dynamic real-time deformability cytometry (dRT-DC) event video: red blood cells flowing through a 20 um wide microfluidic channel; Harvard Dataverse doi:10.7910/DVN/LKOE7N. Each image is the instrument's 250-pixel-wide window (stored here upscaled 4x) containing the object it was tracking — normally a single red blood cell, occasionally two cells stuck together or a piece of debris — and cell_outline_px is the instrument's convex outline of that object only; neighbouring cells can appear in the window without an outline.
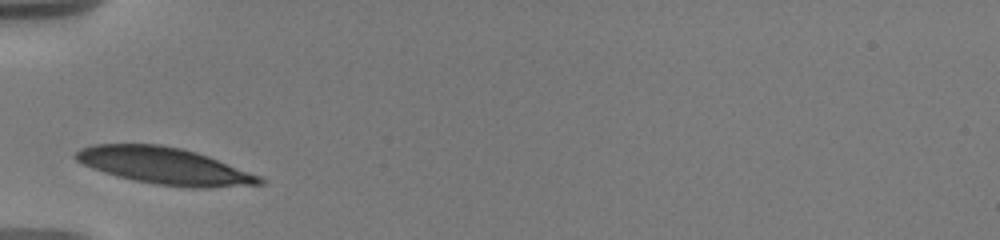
{"species": "human", "species_latin": "Homo sapiens", "temperature_condition": "warm", "stored_images_in_passage": 6, "camera_frame_rate_fps": 3000, "um_per_image_px": 0.085, "donor": {"sex": "male"}, "frame": {"image": 1, "passage_image": 1, "time_ms": 0.0, "image_size_px": [1000, 240], "cell_outline_px": [[264, 184], [208, 188], [192, 188], [156, 184], [116, 176], [92, 168], [76, 160], [72, 156], [80, 148], [92, 144], [160, 144], [180, 148], [196, 152], [208, 156], [260, 176], [264, 180]], "centroid_in_image_um": [13.97, 14.1], "position_along_channel_um": 71.0, "area_um2": 39.25}}
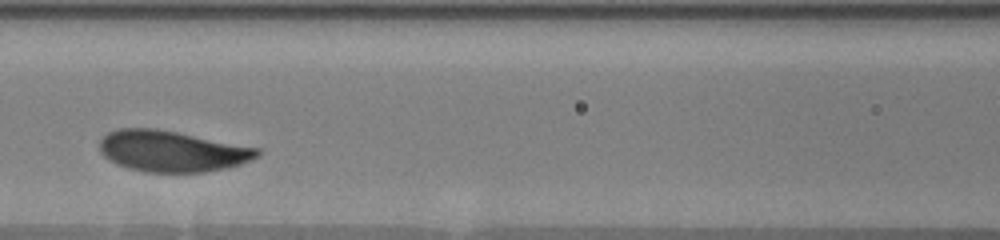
{"frame": {"image": 2, "passage_image": 3, "time_ms": 2.333, "image_size_px": [1000, 240], "cell_outline_px": [[260, 156], [240, 164], [224, 168], [204, 172], [144, 172], [128, 168], [116, 164], [108, 160], [100, 152], [100, 140], [108, 132], [120, 128], [156, 128], [260, 148]], "centroid_in_image_um": [14.6, 12.85], "position_along_channel_um": 152.0, "area_um2": 37.74}}
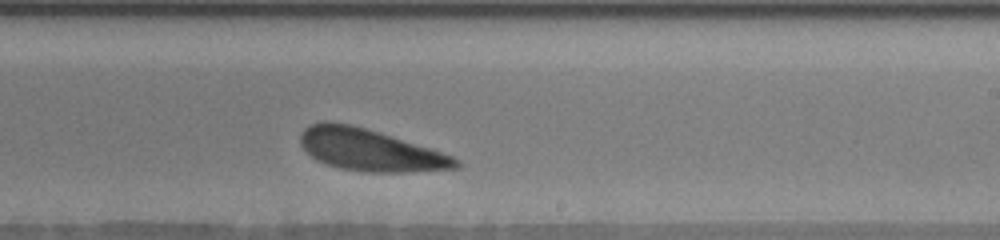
{"frame": {"image": 3, "passage_image": 6, "time_ms": 5.333, "image_size_px": [1000, 240], "cell_outline_px": [[464, 164], [460, 168], [408, 172], [364, 172], [340, 168], [316, 160], [300, 144], [300, 132], [304, 128], [312, 124], [324, 120], [328, 120], [352, 124], [432, 148], [452, 156], [460, 160]], "centroid_in_image_um": [31.48, 12.74], "position_along_channel_um": 257.5, "area_um2": 38.21}}